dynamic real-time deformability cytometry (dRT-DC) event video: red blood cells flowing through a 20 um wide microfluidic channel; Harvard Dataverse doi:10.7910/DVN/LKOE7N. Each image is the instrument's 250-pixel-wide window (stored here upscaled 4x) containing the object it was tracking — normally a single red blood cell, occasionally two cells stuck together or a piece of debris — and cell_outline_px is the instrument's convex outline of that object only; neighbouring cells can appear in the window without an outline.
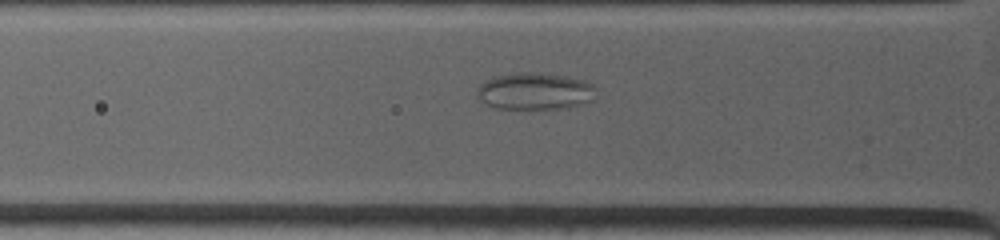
{"species": "common noctule bat (a hibernating species)", "species_latin": "Nyctalus noctula", "temperature_condition": "warm", "stored_images_in_passage": 13, "camera_frame_rate_fps": 4500, "um_per_image_px": 0.085, "animal": {"sex": "female", "body_mass_g": 19.0, "forearm_length_mm": 53.3}, "frame": {"image": 1, "passage_image": 11, "time_ms": 2.889, "image_size_px": [1000, 240], "cell_outline_px": [[596, 100], [588, 104], [568, 108], [492, 108], [480, 100], [476, 96], [476, 92], [480, 84], [484, 80], [496, 76], [520, 72], [540, 72], [568, 76], [584, 80], [592, 84], [596, 88]], "centroid_in_image_um": [45.52, 7.75], "position_along_channel_um": 80.3, "area_um2": 26.24}}